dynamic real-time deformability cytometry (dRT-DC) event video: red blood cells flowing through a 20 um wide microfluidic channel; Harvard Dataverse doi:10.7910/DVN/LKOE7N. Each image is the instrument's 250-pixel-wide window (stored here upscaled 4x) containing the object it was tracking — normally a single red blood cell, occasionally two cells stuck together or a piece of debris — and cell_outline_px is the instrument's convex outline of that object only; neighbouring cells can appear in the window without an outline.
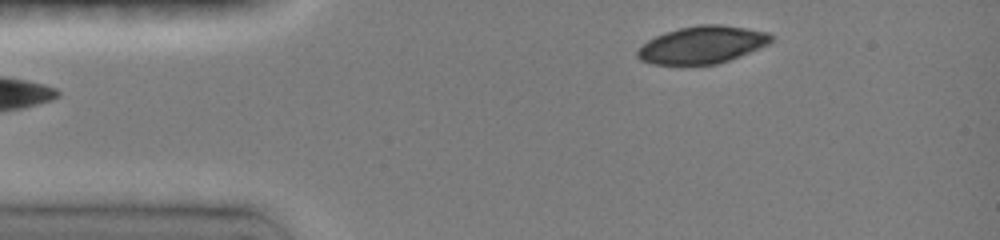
{"species": "common noctule bat (a hibernating species)", "species_latin": "Nyctalus noctula", "temperature_condition": "room temperature", "stored_images_in_passage": 6, "segment_of_instrument_passage": [2, 2], "camera_frame_rate_fps": 3000, "um_per_image_px": 0.085, "animal": {"sex": "female", "body_mass_g": 19.0, "forearm_length_mm": 51.5}, "frame": {"image": 1, "passage_image": 6, "time_ms": 4.0, "image_size_px": [1000, 240], "cell_outline_px": [[776, 40], [760, 48], [740, 56], [716, 64], [652, 64], [640, 60], [636, 56], [636, 52], [648, 40], [664, 32], [680, 28], [700, 24], [720, 24], [768, 32]], "centroid_in_image_um": [59.7, 3.8], "position_along_channel_um": 25.3, "area_um2": 29.02}}